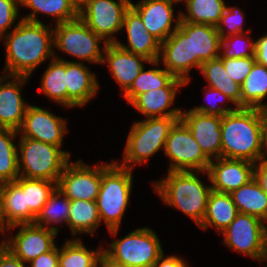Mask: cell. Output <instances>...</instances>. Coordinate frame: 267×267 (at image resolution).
<instances>
[{
  "mask_svg": "<svg viewBox=\"0 0 267 267\" xmlns=\"http://www.w3.org/2000/svg\"><path fill=\"white\" fill-rule=\"evenodd\" d=\"M54 29L43 23L21 19L4 38L6 47L5 71L8 75L27 76L46 58L54 59Z\"/></svg>",
  "mask_w": 267,
  "mask_h": 267,
  "instance_id": "cell-1",
  "label": "cell"
},
{
  "mask_svg": "<svg viewBox=\"0 0 267 267\" xmlns=\"http://www.w3.org/2000/svg\"><path fill=\"white\" fill-rule=\"evenodd\" d=\"M221 157L259 163L267 157L257 108H236L221 119Z\"/></svg>",
  "mask_w": 267,
  "mask_h": 267,
  "instance_id": "cell-2",
  "label": "cell"
},
{
  "mask_svg": "<svg viewBox=\"0 0 267 267\" xmlns=\"http://www.w3.org/2000/svg\"><path fill=\"white\" fill-rule=\"evenodd\" d=\"M196 175L195 171H168L154 189L166 204L178 208L200 226L212 187L205 186Z\"/></svg>",
  "mask_w": 267,
  "mask_h": 267,
  "instance_id": "cell-3",
  "label": "cell"
},
{
  "mask_svg": "<svg viewBox=\"0 0 267 267\" xmlns=\"http://www.w3.org/2000/svg\"><path fill=\"white\" fill-rule=\"evenodd\" d=\"M132 169L116 162L101 165V185L96 199L99 216L115 236L129 202L132 189Z\"/></svg>",
  "mask_w": 267,
  "mask_h": 267,
  "instance_id": "cell-4",
  "label": "cell"
},
{
  "mask_svg": "<svg viewBox=\"0 0 267 267\" xmlns=\"http://www.w3.org/2000/svg\"><path fill=\"white\" fill-rule=\"evenodd\" d=\"M18 146L21 152L17 153L19 176L58 182L69 162L70 153L61 150L59 146L25 137H21Z\"/></svg>",
  "mask_w": 267,
  "mask_h": 267,
  "instance_id": "cell-5",
  "label": "cell"
},
{
  "mask_svg": "<svg viewBox=\"0 0 267 267\" xmlns=\"http://www.w3.org/2000/svg\"><path fill=\"white\" fill-rule=\"evenodd\" d=\"M180 118L155 117L135 122L128 135L123 163L120 166L132 169L136 163H146L162 147L165 149L169 131Z\"/></svg>",
  "mask_w": 267,
  "mask_h": 267,
  "instance_id": "cell-6",
  "label": "cell"
},
{
  "mask_svg": "<svg viewBox=\"0 0 267 267\" xmlns=\"http://www.w3.org/2000/svg\"><path fill=\"white\" fill-rule=\"evenodd\" d=\"M103 254L115 263L128 267H151L164 253L156 233L148 227L130 232L110 243Z\"/></svg>",
  "mask_w": 267,
  "mask_h": 267,
  "instance_id": "cell-7",
  "label": "cell"
},
{
  "mask_svg": "<svg viewBox=\"0 0 267 267\" xmlns=\"http://www.w3.org/2000/svg\"><path fill=\"white\" fill-rule=\"evenodd\" d=\"M164 153L171 159L170 171L207 172L211 160L203 153L190 129L180 119L171 127Z\"/></svg>",
  "mask_w": 267,
  "mask_h": 267,
  "instance_id": "cell-8",
  "label": "cell"
},
{
  "mask_svg": "<svg viewBox=\"0 0 267 267\" xmlns=\"http://www.w3.org/2000/svg\"><path fill=\"white\" fill-rule=\"evenodd\" d=\"M53 32L55 48L78 59L101 64L103 51L100 50L98 43L103 39L80 18L57 24Z\"/></svg>",
  "mask_w": 267,
  "mask_h": 267,
  "instance_id": "cell-9",
  "label": "cell"
},
{
  "mask_svg": "<svg viewBox=\"0 0 267 267\" xmlns=\"http://www.w3.org/2000/svg\"><path fill=\"white\" fill-rule=\"evenodd\" d=\"M130 5V0H90L79 13V18L104 40V45L116 43L113 34L122 29L124 15Z\"/></svg>",
  "mask_w": 267,
  "mask_h": 267,
  "instance_id": "cell-10",
  "label": "cell"
},
{
  "mask_svg": "<svg viewBox=\"0 0 267 267\" xmlns=\"http://www.w3.org/2000/svg\"><path fill=\"white\" fill-rule=\"evenodd\" d=\"M265 222L258 217L238 213L222 232L224 243L238 252L262 261L265 253Z\"/></svg>",
  "mask_w": 267,
  "mask_h": 267,
  "instance_id": "cell-11",
  "label": "cell"
},
{
  "mask_svg": "<svg viewBox=\"0 0 267 267\" xmlns=\"http://www.w3.org/2000/svg\"><path fill=\"white\" fill-rule=\"evenodd\" d=\"M101 185V165L88 167L83 161L67 163L57 188L70 200L96 201Z\"/></svg>",
  "mask_w": 267,
  "mask_h": 267,
  "instance_id": "cell-12",
  "label": "cell"
},
{
  "mask_svg": "<svg viewBox=\"0 0 267 267\" xmlns=\"http://www.w3.org/2000/svg\"><path fill=\"white\" fill-rule=\"evenodd\" d=\"M17 226H20V229L14 237H10V242L4 239L1 243L21 261L30 262L39 255L51 251L56 246L54 238L59 229L55 226L40 227L33 223L18 224L6 229L10 230Z\"/></svg>",
  "mask_w": 267,
  "mask_h": 267,
  "instance_id": "cell-13",
  "label": "cell"
},
{
  "mask_svg": "<svg viewBox=\"0 0 267 267\" xmlns=\"http://www.w3.org/2000/svg\"><path fill=\"white\" fill-rule=\"evenodd\" d=\"M66 120L40 107L29 105L18 130L21 137L31 138L61 147L67 132Z\"/></svg>",
  "mask_w": 267,
  "mask_h": 267,
  "instance_id": "cell-14",
  "label": "cell"
},
{
  "mask_svg": "<svg viewBox=\"0 0 267 267\" xmlns=\"http://www.w3.org/2000/svg\"><path fill=\"white\" fill-rule=\"evenodd\" d=\"M211 160L207 169L212 190L231 193L254 178L255 164L242 159L219 157Z\"/></svg>",
  "mask_w": 267,
  "mask_h": 267,
  "instance_id": "cell-15",
  "label": "cell"
},
{
  "mask_svg": "<svg viewBox=\"0 0 267 267\" xmlns=\"http://www.w3.org/2000/svg\"><path fill=\"white\" fill-rule=\"evenodd\" d=\"M104 53L102 56V64L109 65V69L116 82L122 87L123 94L133 84L134 79L144 68L143 62L159 65L160 60L151 62L141 55L133 54L122 48L117 43H108L104 45Z\"/></svg>",
  "mask_w": 267,
  "mask_h": 267,
  "instance_id": "cell-16",
  "label": "cell"
},
{
  "mask_svg": "<svg viewBox=\"0 0 267 267\" xmlns=\"http://www.w3.org/2000/svg\"><path fill=\"white\" fill-rule=\"evenodd\" d=\"M172 0H142L131 6L141 16L145 29L152 34L160 43H163L180 24V13L175 22V26L171 29L174 17V9ZM172 30V31H171Z\"/></svg>",
  "mask_w": 267,
  "mask_h": 267,
  "instance_id": "cell-17",
  "label": "cell"
},
{
  "mask_svg": "<svg viewBox=\"0 0 267 267\" xmlns=\"http://www.w3.org/2000/svg\"><path fill=\"white\" fill-rule=\"evenodd\" d=\"M27 79V76L8 74L0 77V128L16 131L20 129L29 106L23 102L20 93V88ZM5 80L7 82L3 83Z\"/></svg>",
  "mask_w": 267,
  "mask_h": 267,
  "instance_id": "cell-18",
  "label": "cell"
},
{
  "mask_svg": "<svg viewBox=\"0 0 267 267\" xmlns=\"http://www.w3.org/2000/svg\"><path fill=\"white\" fill-rule=\"evenodd\" d=\"M190 129L203 153L212 160L221 157V119L192 110L182 111L180 118Z\"/></svg>",
  "mask_w": 267,
  "mask_h": 267,
  "instance_id": "cell-19",
  "label": "cell"
},
{
  "mask_svg": "<svg viewBox=\"0 0 267 267\" xmlns=\"http://www.w3.org/2000/svg\"><path fill=\"white\" fill-rule=\"evenodd\" d=\"M161 57L168 72L183 80L185 84L189 83L188 74L192 69L191 36H187L178 27L161 43L159 60Z\"/></svg>",
  "mask_w": 267,
  "mask_h": 267,
  "instance_id": "cell-20",
  "label": "cell"
},
{
  "mask_svg": "<svg viewBox=\"0 0 267 267\" xmlns=\"http://www.w3.org/2000/svg\"><path fill=\"white\" fill-rule=\"evenodd\" d=\"M184 85L183 80L175 77L166 87L140 94L131 105L147 118L181 117L182 109H167L173 105L178 88Z\"/></svg>",
  "mask_w": 267,
  "mask_h": 267,
  "instance_id": "cell-21",
  "label": "cell"
},
{
  "mask_svg": "<svg viewBox=\"0 0 267 267\" xmlns=\"http://www.w3.org/2000/svg\"><path fill=\"white\" fill-rule=\"evenodd\" d=\"M122 28L126 29L129 45L116 41L119 46L151 62L159 60L161 43L148 33L141 16L131 5L125 12Z\"/></svg>",
  "mask_w": 267,
  "mask_h": 267,
  "instance_id": "cell-22",
  "label": "cell"
},
{
  "mask_svg": "<svg viewBox=\"0 0 267 267\" xmlns=\"http://www.w3.org/2000/svg\"><path fill=\"white\" fill-rule=\"evenodd\" d=\"M179 28L191 36L192 68L200 70L202 63L219 58L221 37L215 26L180 21Z\"/></svg>",
  "mask_w": 267,
  "mask_h": 267,
  "instance_id": "cell-23",
  "label": "cell"
},
{
  "mask_svg": "<svg viewBox=\"0 0 267 267\" xmlns=\"http://www.w3.org/2000/svg\"><path fill=\"white\" fill-rule=\"evenodd\" d=\"M36 216L26 206L23 188L16 182L3 183L0 199V234L18 224H33Z\"/></svg>",
  "mask_w": 267,
  "mask_h": 267,
  "instance_id": "cell-24",
  "label": "cell"
},
{
  "mask_svg": "<svg viewBox=\"0 0 267 267\" xmlns=\"http://www.w3.org/2000/svg\"><path fill=\"white\" fill-rule=\"evenodd\" d=\"M65 75L68 108L84 106L97 94L96 75L81 62L65 60Z\"/></svg>",
  "mask_w": 267,
  "mask_h": 267,
  "instance_id": "cell-25",
  "label": "cell"
},
{
  "mask_svg": "<svg viewBox=\"0 0 267 267\" xmlns=\"http://www.w3.org/2000/svg\"><path fill=\"white\" fill-rule=\"evenodd\" d=\"M238 213L230 193L212 190L208 198L206 213L199 227L205 230L212 226L217 231L223 232Z\"/></svg>",
  "mask_w": 267,
  "mask_h": 267,
  "instance_id": "cell-26",
  "label": "cell"
},
{
  "mask_svg": "<svg viewBox=\"0 0 267 267\" xmlns=\"http://www.w3.org/2000/svg\"><path fill=\"white\" fill-rule=\"evenodd\" d=\"M239 213L267 222V193L255 178L230 193Z\"/></svg>",
  "mask_w": 267,
  "mask_h": 267,
  "instance_id": "cell-27",
  "label": "cell"
},
{
  "mask_svg": "<svg viewBox=\"0 0 267 267\" xmlns=\"http://www.w3.org/2000/svg\"><path fill=\"white\" fill-rule=\"evenodd\" d=\"M200 70L208 82V87L224 93L235 108H241V85L236 83L224 68L220 58L202 63Z\"/></svg>",
  "mask_w": 267,
  "mask_h": 267,
  "instance_id": "cell-28",
  "label": "cell"
},
{
  "mask_svg": "<svg viewBox=\"0 0 267 267\" xmlns=\"http://www.w3.org/2000/svg\"><path fill=\"white\" fill-rule=\"evenodd\" d=\"M184 2L188 13H180L181 21L215 27L227 7L224 0H184Z\"/></svg>",
  "mask_w": 267,
  "mask_h": 267,
  "instance_id": "cell-29",
  "label": "cell"
},
{
  "mask_svg": "<svg viewBox=\"0 0 267 267\" xmlns=\"http://www.w3.org/2000/svg\"><path fill=\"white\" fill-rule=\"evenodd\" d=\"M100 222L96 201L70 200L68 225L73 236L80 232L93 235Z\"/></svg>",
  "mask_w": 267,
  "mask_h": 267,
  "instance_id": "cell-30",
  "label": "cell"
},
{
  "mask_svg": "<svg viewBox=\"0 0 267 267\" xmlns=\"http://www.w3.org/2000/svg\"><path fill=\"white\" fill-rule=\"evenodd\" d=\"M267 97V67L254 63L241 85V108H258Z\"/></svg>",
  "mask_w": 267,
  "mask_h": 267,
  "instance_id": "cell-31",
  "label": "cell"
},
{
  "mask_svg": "<svg viewBox=\"0 0 267 267\" xmlns=\"http://www.w3.org/2000/svg\"><path fill=\"white\" fill-rule=\"evenodd\" d=\"M20 5L32 9L30 15L22 18L31 22L42 23L36 17L37 12L57 17L56 25L79 18V13L71 5L70 0H20Z\"/></svg>",
  "mask_w": 267,
  "mask_h": 267,
  "instance_id": "cell-32",
  "label": "cell"
},
{
  "mask_svg": "<svg viewBox=\"0 0 267 267\" xmlns=\"http://www.w3.org/2000/svg\"><path fill=\"white\" fill-rule=\"evenodd\" d=\"M54 57L42 76L40 91L56 103L67 107L65 60Z\"/></svg>",
  "mask_w": 267,
  "mask_h": 267,
  "instance_id": "cell-33",
  "label": "cell"
},
{
  "mask_svg": "<svg viewBox=\"0 0 267 267\" xmlns=\"http://www.w3.org/2000/svg\"><path fill=\"white\" fill-rule=\"evenodd\" d=\"M88 250L79 238L68 240L59 249L58 267H99L103 250Z\"/></svg>",
  "mask_w": 267,
  "mask_h": 267,
  "instance_id": "cell-34",
  "label": "cell"
},
{
  "mask_svg": "<svg viewBox=\"0 0 267 267\" xmlns=\"http://www.w3.org/2000/svg\"><path fill=\"white\" fill-rule=\"evenodd\" d=\"M13 129L0 128V182L15 181L19 177L18 148L13 138L18 135Z\"/></svg>",
  "mask_w": 267,
  "mask_h": 267,
  "instance_id": "cell-35",
  "label": "cell"
},
{
  "mask_svg": "<svg viewBox=\"0 0 267 267\" xmlns=\"http://www.w3.org/2000/svg\"><path fill=\"white\" fill-rule=\"evenodd\" d=\"M15 181L23 188L26 206L36 217L57 188V182L50 180L29 179L19 176Z\"/></svg>",
  "mask_w": 267,
  "mask_h": 267,
  "instance_id": "cell-36",
  "label": "cell"
},
{
  "mask_svg": "<svg viewBox=\"0 0 267 267\" xmlns=\"http://www.w3.org/2000/svg\"><path fill=\"white\" fill-rule=\"evenodd\" d=\"M174 78L165 68H154L147 71L143 68L130 88L122 95H124L128 104H131L140 94L166 87Z\"/></svg>",
  "mask_w": 267,
  "mask_h": 267,
  "instance_id": "cell-37",
  "label": "cell"
},
{
  "mask_svg": "<svg viewBox=\"0 0 267 267\" xmlns=\"http://www.w3.org/2000/svg\"><path fill=\"white\" fill-rule=\"evenodd\" d=\"M63 198L61 199V197ZM61 199V200H60ZM70 214V199L60 192L58 188L50 195L47 203L42 207L41 212L37 215L34 224L40 227L51 223L57 225L63 221L68 225Z\"/></svg>",
  "mask_w": 267,
  "mask_h": 267,
  "instance_id": "cell-38",
  "label": "cell"
},
{
  "mask_svg": "<svg viewBox=\"0 0 267 267\" xmlns=\"http://www.w3.org/2000/svg\"><path fill=\"white\" fill-rule=\"evenodd\" d=\"M243 34L244 33H240L222 38L221 49L223 52H220L222 54H220L219 58H247L250 56H255L256 42L250 41L251 39L249 35H246L247 43L244 42L245 45H243V41H245V39L242 38Z\"/></svg>",
  "mask_w": 267,
  "mask_h": 267,
  "instance_id": "cell-39",
  "label": "cell"
},
{
  "mask_svg": "<svg viewBox=\"0 0 267 267\" xmlns=\"http://www.w3.org/2000/svg\"><path fill=\"white\" fill-rule=\"evenodd\" d=\"M243 19L244 14L239 8L227 6L223 15L221 16L220 22L216 26L221 39L230 35L240 33L246 34L242 27ZM224 25L228 27V34L225 33Z\"/></svg>",
  "mask_w": 267,
  "mask_h": 267,
  "instance_id": "cell-40",
  "label": "cell"
},
{
  "mask_svg": "<svg viewBox=\"0 0 267 267\" xmlns=\"http://www.w3.org/2000/svg\"><path fill=\"white\" fill-rule=\"evenodd\" d=\"M229 76L239 85H242L250 73L254 63L255 56L247 58H220Z\"/></svg>",
  "mask_w": 267,
  "mask_h": 267,
  "instance_id": "cell-41",
  "label": "cell"
},
{
  "mask_svg": "<svg viewBox=\"0 0 267 267\" xmlns=\"http://www.w3.org/2000/svg\"><path fill=\"white\" fill-rule=\"evenodd\" d=\"M205 95H207L208 102H210L209 106L208 105L207 106H203V105L200 106L199 105L198 107L192 108L191 109L192 111L206 114V115H214V116L222 117L223 115L236 110V109L231 108V107H227V108H223L220 106L217 107V104H216L217 101L216 100H218L222 103H223V101H226V100L230 101V99L224 93L220 92L217 89L209 87L208 92Z\"/></svg>",
  "mask_w": 267,
  "mask_h": 267,
  "instance_id": "cell-42",
  "label": "cell"
},
{
  "mask_svg": "<svg viewBox=\"0 0 267 267\" xmlns=\"http://www.w3.org/2000/svg\"><path fill=\"white\" fill-rule=\"evenodd\" d=\"M20 0H0V38L18 17Z\"/></svg>",
  "mask_w": 267,
  "mask_h": 267,
  "instance_id": "cell-43",
  "label": "cell"
},
{
  "mask_svg": "<svg viewBox=\"0 0 267 267\" xmlns=\"http://www.w3.org/2000/svg\"><path fill=\"white\" fill-rule=\"evenodd\" d=\"M58 262L59 248L55 246L51 251L41 254L31 260L29 264L31 267H58Z\"/></svg>",
  "mask_w": 267,
  "mask_h": 267,
  "instance_id": "cell-44",
  "label": "cell"
},
{
  "mask_svg": "<svg viewBox=\"0 0 267 267\" xmlns=\"http://www.w3.org/2000/svg\"><path fill=\"white\" fill-rule=\"evenodd\" d=\"M0 267H27L6 246L0 244Z\"/></svg>",
  "mask_w": 267,
  "mask_h": 267,
  "instance_id": "cell-45",
  "label": "cell"
},
{
  "mask_svg": "<svg viewBox=\"0 0 267 267\" xmlns=\"http://www.w3.org/2000/svg\"><path fill=\"white\" fill-rule=\"evenodd\" d=\"M257 110L260 120L262 147L264 150V154L267 157V104L258 107Z\"/></svg>",
  "mask_w": 267,
  "mask_h": 267,
  "instance_id": "cell-46",
  "label": "cell"
},
{
  "mask_svg": "<svg viewBox=\"0 0 267 267\" xmlns=\"http://www.w3.org/2000/svg\"><path fill=\"white\" fill-rule=\"evenodd\" d=\"M163 258L164 253L152 264L151 267H188L182 258H178L175 255Z\"/></svg>",
  "mask_w": 267,
  "mask_h": 267,
  "instance_id": "cell-47",
  "label": "cell"
},
{
  "mask_svg": "<svg viewBox=\"0 0 267 267\" xmlns=\"http://www.w3.org/2000/svg\"><path fill=\"white\" fill-rule=\"evenodd\" d=\"M254 178L260 187L267 193V158L254 166Z\"/></svg>",
  "mask_w": 267,
  "mask_h": 267,
  "instance_id": "cell-48",
  "label": "cell"
},
{
  "mask_svg": "<svg viewBox=\"0 0 267 267\" xmlns=\"http://www.w3.org/2000/svg\"><path fill=\"white\" fill-rule=\"evenodd\" d=\"M256 42V62L267 67V35L262 36Z\"/></svg>",
  "mask_w": 267,
  "mask_h": 267,
  "instance_id": "cell-49",
  "label": "cell"
},
{
  "mask_svg": "<svg viewBox=\"0 0 267 267\" xmlns=\"http://www.w3.org/2000/svg\"><path fill=\"white\" fill-rule=\"evenodd\" d=\"M98 266H101V267H128V266H124V265L113 262L112 260L108 259L104 254H102V256L99 260Z\"/></svg>",
  "mask_w": 267,
  "mask_h": 267,
  "instance_id": "cell-50",
  "label": "cell"
},
{
  "mask_svg": "<svg viewBox=\"0 0 267 267\" xmlns=\"http://www.w3.org/2000/svg\"><path fill=\"white\" fill-rule=\"evenodd\" d=\"M90 0H70L71 5L74 9L80 13L81 10L89 3Z\"/></svg>",
  "mask_w": 267,
  "mask_h": 267,
  "instance_id": "cell-51",
  "label": "cell"
},
{
  "mask_svg": "<svg viewBox=\"0 0 267 267\" xmlns=\"http://www.w3.org/2000/svg\"><path fill=\"white\" fill-rule=\"evenodd\" d=\"M267 260V227H265V253L262 260Z\"/></svg>",
  "mask_w": 267,
  "mask_h": 267,
  "instance_id": "cell-52",
  "label": "cell"
},
{
  "mask_svg": "<svg viewBox=\"0 0 267 267\" xmlns=\"http://www.w3.org/2000/svg\"><path fill=\"white\" fill-rule=\"evenodd\" d=\"M3 183L0 182V199H1V189H2Z\"/></svg>",
  "mask_w": 267,
  "mask_h": 267,
  "instance_id": "cell-53",
  "label": "cell"
},
{
  "mask_svg": "<svg viewBox=\"0 0 267 267\" xmlns=\"http://www.w3.org/2000/svg\"><path fill=\"white\" fill-rule=\"evenodd\" d=\"M172 1L179 3V2H183L184 0H172Z\"/></svg>",
  "mask_w": 267,
  "mask_h": 267,
  "instance_id": "cell-54",
  "label": "cell"
}]
</instances>
